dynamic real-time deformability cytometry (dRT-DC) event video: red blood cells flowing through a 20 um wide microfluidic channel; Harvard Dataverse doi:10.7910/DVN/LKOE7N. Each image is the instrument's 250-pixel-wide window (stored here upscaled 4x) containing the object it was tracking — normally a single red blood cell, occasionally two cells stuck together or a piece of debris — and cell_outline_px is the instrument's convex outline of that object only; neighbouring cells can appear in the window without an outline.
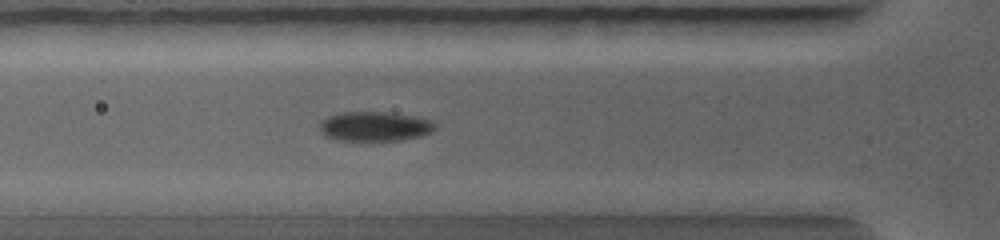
{"species": "common noctule bat (a hibernating species)", "species_latin": "Nyctalus noctula", "temperature_condition": "warm", "stored_images_in_passage": 5, "camera_frame_rate_fps": 5000, "um_per_image_px": 0.085, "animal": {"sex": "female", "body_mass_g": 19.0, "forearm_length_mm": 56.7}, "frame": {"image": 1, "passage_image": 5, "time_ms": 4.6, "image_size_px": [1000, 240], "cell_outline_px": [[436, 128], [432, 132], [420, 136], [400, 140], [336, 140], [324, 136], [320, 128], [320, 120], [328, 116], [340, 112], [388, 112], [412, 116], [428, 120], [436, 124]], "centroid_in_image_um": [31.82, 10.74], "position_along_channel_um": 94.0, "area_um2": 19.83}}